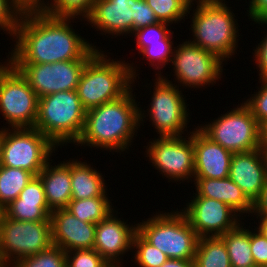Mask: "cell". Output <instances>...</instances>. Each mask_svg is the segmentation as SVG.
<instances>
[{"label":"cell","mask_w":267,"mask_h":267,"mask_svg":"<svg viewBox=\"0 0 267 267\" xmlns=\"http://www.w3.org/2000/svg\"><path fill=\"white\" fill-rule=\"evenodd\" d=\"M14 7L22 14L46 13L51 2L48 0H11ZM48 1V2H47Z\"/></svg>","instance_id":"obj_41"},{"label":"cell","mask_w":267,"mask_h":267,"mask_svg":"<svg viewBox=\"0 0 267 267\" xmlns=\"http://www.w3.org/2000/svg\"><path fill=\"white\" fill-rule=\"evenodd\" d=\"M6 213H5V207L0 203V224L2 220L4 219Z\"/></svg>","instance_id":"obj_49"},{"label":"cell","mask_w":267,"mask_h":267,"mask_svg":"<svg viewBox=\"0 0 267 267\" xmlns=\"http://www.w3.org/2000/svg\"><path fill=\"white\" fill-rule=\"evenodd\" d=\"M170 24L158 22L157 24L139 28L132 32L136 38L138 53L149 45V43L160 42V40H172L174 32L169 28ZM169 28V29H168Z\"/></svg>","instance_id":"obj_34"},{"label":"cell","mask_w":267,"mask_h":267,"mask_svg":"<svg viewBox=\"0 0 267 267\" xmlns=\"http://www.w3.org/2000/svg\"><path fill=\"white\" fill-rule=\"evenodd\" d=\"M46 12L54 17L78 18L84 21L91 13L95 0H50ZM80 15V16H79ZM77 16V17H76ZM82 17V18H81Z\"/></svg>","instance_id":"obj_31"},{"label":"cell","mask_w":267,"mask_h":267,"mask_svg":"<svg viewBox=\"0 0 267 267\" xmlns=\"http://www.w3.org/2000/svg\"><path fill=\"white\" fill-rule=\"evenodd\" d=\"M109 198V196H98L71 200L65 209L83 222L97 224L115 210L112 199Z\"/></svg>","instance_id":"obj_27"},{"label":"cell","mask_w":267,"mask_h":267,"mask_svg":"<svg viewBox=\"0 0 267 267\" xmlns=\"http://www.w3.org/2000/svg\"><path fill=\"white\" fill-rule=\"evenodd\" d=\"M250 247L256 267H267V238L256 228L250 230Z\"/></svg>","instance_id":"obj_38"},{"label":"cell","mask_w":267,"mask_h":267,"mask_svg":"<svg viewBox=\"0 0 267 267\" xmlns=\"http://www.w3.org/2000/svg\"><path fill=\"white\" fill-rule=\"evenodd\" d=\"M146 220L136 224L147 242L169 259L194 260L199 237L181 210L156 212Z\"/></svg>","instance_id":"obj_6"},{"label":"cell","mask_w":267,"mask_h":267,"mask_svg":"<svg viewBox=\"0 0 267 267\" xmlns=\"http://www.w3.org/2000/svg\"><path fill=\"white\" fill-rule=\"evenodd\" d=\"M259 217V218H258ZM257 219H259L258 223L255 228L265 237L267 238V216H257Z\"/></svg>","instance_id":"obj_45"},{"label":"cell","mask_w":267,"mask_h":267,"mask_svg":"<svg viewBox=\"0 0 267 267\" xmlns=\"http://www.w3.org/2000/svg\"><path fill=\"white\" fill-rule=\"evenodd\" d=\"M186 6L188 8H192L194 3L197 5V6H202V5H206V4H210V3H214L216 2L217 0H182ZM194 2V3H193Z\"/></svg>","instance_id":"obj_47"},{"label":"cell","mask_w":267,"mask_h":267,"mask_svg":"<svg viewBox=\"0 0 267 267\" xmlns=\"http://www.w3.org/2000/svg\"><path fill=\"white\" fill-rule=\"evenodd\" d=\"M179 87L164 75L156 76L148 112L140 106V126L141 124L144 126L142 122L145 119L143 118L149 117L156 133L159 134L158 137L186 134L184 132L187 131L191 118L188 116L189 108L187 109L186 97Z\"/></svg>","instance_id":"obj_8"},{"label":"cell","mask_w":267,"mask_h":267,"mask_svg":"<svg viewBox=\"0 0 267 267\" xmlns=\"http://www.w3.org/2000/svg\"><path fill=\"white\" fill-rule=\"evenodd\" d=\"M228 177L254 204L267 180L264 150L258 148L247 152L233 153Z\"/></svg>","instance_id":"obj_18"},{"label":"cell","mask_w":267,"mask_h":267,"mask_svg":"<svg viewBox=\"0 0 267 267\" xmlns=\"http://www.w3.org/2000/svg\"><path fill=\"white\" fill-rule=\"evenodd\" d=\"M53 245L51 221H16L6 215L0 224V261L12 266Z\"/></svg>","instance_id":"obj_10"},{"label":"cell","mask_w":267,"mask_h":267,"mask_svg":"<svg viewBox=\"0 0 267 267\" xmlns=\"http://www.w3.org/2000/svg\"><path fill=\"white\" fill-rule=\"evenodd\" d=\"M223 62L217 54L204 50L188 39L174 48L170 66L177 86L202 88L221 79Z\"/></svg>","instance_id":"obj_12"},{"label":"cell","mask_w":267,"mask_h":267,"mask_svg":"<svg viewBox=\"0 0 267 267\" xmlns=\"http://www.w3.org/2000/svg\"><path fill=\"white\" fill-rule=\"evenodd\" d=\"M123 265L118 264H109L107 267H122Z\"/></svg>","instance_id":"obj_51"},{"label":"cell","mask_w":267,"mask_h":267,"mask_svg":"<svg viewBox=\"0 0 267 267\" xmlns=\"http://www.w3.org/2000/svg\"><path fill=\"white\" fill-rule=\"evenodd\" d=\"M255 216H267V180L261 191L259 198L253 204V212L251 217Z\"/></svg>","instance_id":"obj_43"},{"label":"cell","mask_w":267,"mask_h":267,"mask_svg":"<svg viewBox=\"0 0 267 267\" xmlns=\"http://www.w3.org/2000/svg\"><path fill=\"white\" fill-rule=\"evenodd\" d=\"M86 117L76 90L60 91L38 99V115L34 128L57 147L75 144L80 138ZM67 144V145H66Z\"/></svg>","instance_id":"obj_5"},{"label":"cell","mask_w":267,"mask_h":267,"mask_svg":"<svg viewBox=\"0 0 267 267\" xmlns=\"http://www.w3.org/2000/svg\"><path fill=\"white\" fill-rule=\"evenodd\" d=\"M66 264L70 267H107L109 263L94 249L66 252Z\"/></svg>","instance_id":"obj_35"},{"label":"cell","mask_w":267,"mask_h":267,"mask_svg":"<svg viewBox=\"0 0 267 267\" xmlns=\"http://www.w3.org/2000/svg\"><path fill=\"white\" fill-rule=\"evenodd\" d=\"M48 162L38 174L48 207L51 211L64 209L71 201V160L60 162L57 165Z\"/></svg>","instance_id":"obj_23"},{"label":"cell","mask_w":267,"mask_h":267,"mask_svg":"<svg viewBox=\"0 0 267 267\" xmlns=\"http://www.w3.org/2000/svg\"><path fill=\"white\" fill-rule=\"evenodd\" d=\"M190 201L180 210L199 238L222 236L241 221V216L224 202L194 196Z\"/></svg>","instance_id":"obj_15"},{"label":"cell","mask_w":267,"mask_h":267,"mask_svg":"<svg viewBox=\"0 0 267 267\" xmlns=\"http://www.w3.org/2000/svg\"><path fill=\"white\" fill-rule=\"evenodd\" d=\"M65 265L66 252L52 245L47 250L19 260L11 267H64Z\"/></svg>","instance_id":"obj_32"},{"label":"cell","mask_w":267,"mask_h":267,"mask_svg":"<svg viewBox=\"0 0 267 267\" xmlns=\"http://www.w3.org/2000/svg\"><path fill=\"white\" fill-rule=\"evenodd\" d=\"M195 197H207L226 203L239 216L253 212V203L229 177L222 179L194 178Z\"/></svg>","instance_id":"obj_22"},{"label":"cell","mask_w":267,"mask_h":267,"mask_svg":"<svg viewBox=\"0 0 267 267\" xmlns=\"http://www.w3.org/2000/svg\"><path fill=\"white\" fill-rule=\"evenodd\" d=\"M56 148L35 128H1V166L23 169L38 176L52 161L50 157L57 151Z\"/></svg>","instance_id":"obj_7"},{"label":"cell","mask_w":267,"mask_h":267,"mask_svg":"<svg viewBox=\"0 0 267 267\" xmlns=\"http://www.w3.org/2000/svg\"><path fill=\"white\" fill-rule=\"evenodd\" d=\"M50 219L53 245L65 252L93 249L96 224L79 220L65 208L53 210Z\"/></svg>","instance_id":"obj_19"},{"label":"cell","mask_w":267,"mask_h":267,"mask_svg":"<svg viewBox=\"0 0 267 267\" xmlns=\"http://www.w3.org/2000/svg\"><path fill=\"white\" fill-rule=\"evenodd\" d=\"M259 81L261 86H259L258 91L252 95L250 94L251 97L246 99L244 103L261 125L267 121V78L260 79Z\"/></svg>","instance_id":"obj_36"},{"label":"cell","mask_w":267,"mask_h":267,"mask_svg":"<svg viewBox=\"0 0 267 267\" xmlns=\"http://www.w3.org/2000/svg\"><path fill=\"white\" fill-rule=\"evenodd\" d=\"M102 173L86 162L71 160V200L108 196Z\"/></svg>","instance_id":"obj_24"},{"label":"cell","mask_w":267,"mask_h":267,"mask_svg":"<svg viewBox=\"0 0 267 267\" xmlns=\"http://www.w3.org/2000/svg\"><path fill=\"white\" fill-rule=\"evenodd\" d=\"M51 212L38 176H34L18 198L5 207L6 216L16 221H51Z\"/></svg>","instance_id":"obj_21"},{"label":"cell","mask_w":267,"mask_h":267,"mask_svg":"<svg viewBox=\"0 0 267 267\" xmlns=\"http://www.w3.org/2000/svg\"><path fill=\"white\" fill-rule=\"evenodd\" d=\"M21 15L11 0H0V30L9 34L12 40L16 34Z\"/></svg>","instance_id":"obj_37"},{"label":"cell","mask_w":267,"mask_h":267,"mask_svg":"<svg viewBox=\"0 0 267 267\" xmlns=\"http://www.w3.org/2000/svg\"><path fill=\"white\" fill-rule=\"evenodd\" d=\"M8 59H5L6 61L0 63V75L2 74V72L11 64V58L9 57H6Z\"/></svg>","instance_id":"obj_48"},{"label":"cell","mask_w":267,"mask_h":267,"mask_svg":"<svg viewBox=\"0 0 267 267\" xmlns=\"http://www.w3.org/2000/svg\"><path fill=\"white\" fill-rule=\"evenodd\" d=\"M158 22L154 11L147 2L145 0H138L137 19L133 20V31L142 27L157 24Z\"/></svg>","instance_id":"obj_40"},{"label":"cell","mask_w":267,"mask_h":267,"mask_svg":"<svg viewBox=\"0 0 267 267\" xmlns=\"http://www.w3.org/2000/svg\"><path fill=\"white\" fill-rule=\"evenodd\" d=\"M116 214L118 215V210H113L104 220L96 224L93 249L109 264L122 265V256L129 250L133 251V237L137 232V224L129 225Z\"/></svg>","instance_id":"obj_16"},{"label":"cell","mask_w":267,"mask_h":267,"mask_svg":"<svg viewBox=\"0 0 267 267\" xmlns=\"http://www.w3.org/2000/svg\"><path fill=\"white\" fill-rule=\"evenodd\" d=\"M154 11L159 22L168 24L180 23L190 14L191 8H188L182 0H145Z\"/></svg>","instance_id":"obj_29"},{"label":"cell","mask_w":267,"mask_h":267,"mask_svg":"<svg viewBox=\"0 0 267 267\" xmlns=\"http://www.w3.org/2000/svg\"><path fill=\"white\" fill-rule=\"evenodd\" d=\"M72 19L47 13L21 15L13 38L15 47L9 52L11 64L89 60L99 48L75 33Z\"/></svg>","instance_id":"obj_1"},{"label":"cell","mask_w":267,"mask_h":267,"mask_svg":"<svg viewBox=\"0 0 267 267\" xmlns=\"http://www.w3.org/2000/svg\"><path fill=\"white\" fill-rule=\"evenodd\" d=\"M210 122L197 127L226 150L239 153L261 148V125L244 102Z\"/></svg>","instance_id":"obj_9"},{"label":"cell","mask_w":267,"mask_h":267,"mask_svg":"<svg viewBox=\"0 0 267 267\" xmlns=\"http://www.w3.org/2000/svg\"><path fill=\"white\" fill-rule=\"evenodd\" d=\"M255 24L259 25H266L267 27V18L258 19L254 21ZM265 37H262L263 39L258 43L256 46V49H253V60L255 61V64L257 69L259 68V79H266L267 78V33L265 34Z\"/></svg>","instance_id":"obj_39"},{"label":"cell","mask_w":267,"mask_h":267,"mask_svg":"<svg viewBox=\"0 0 267 267\" xmlns=\"http://www.w3.org/2000/svg\"><path fill=\"white\" fill-rule=\"evenodd\" d=\"M160 267H195L193 260L167 259Z\"/></svg>","instance_id":"obj_44"},{"label":"cell","mask_w":267,"mask_h":267,"mask_svg":"<svg viewBox=\"0 0 267 267\" xmlns=\"http://www.w3.org/2000/svg\"><path fill=\"white\" fill-rule=\"evenodd\" d=\"M134 261L138 267H160L168 257L158 248L147 242L138 232L133 237ZM136 249V250H135Z\"/></svg>","instance_id":"obj_30"},{"label":"cell","mask_w":267,"mask_h":267,"mask_svg":"<svg viewBox=\"0 0 267 267\" xmlns=\"http://www.w3.org/2000/svg\"><path fill=\"white\" fill-rule=\"evenodd\" d=\"M88 60L43 64H12L41 98L60 91L76 90Z\"/></svg>","instance_id":"obj_14"},{"label":"cell","mask_w":267,"mask_h":267,"mask_svg":"<svg viewBox=\"0 0 267 267\" xmlns=\"http://www.w3.org/2000/svg\"><path fill=\"white\" fill-rule=\"evenodd\" d=\"M0 267H9V265L0 264ZM11 267V266H10Z\"/></svg>","instance_id":"obj_53"},{"label":"cell","mask_w":267,"mask_h":267,"mask_svg":"<svg viewBox=\"0 0 267 267\" xmlns=\"http://www.w3.org/2000/svg\"><path fill=\"white\" fill-rule=\"evenodd\" d=\"M138 0H95L85 19L101 35H132L133 20L137 19ZM116 35V36H115Z\"/></svg>","instance_id":"obj_17"},{"label":"cell","mask_w":267,"mask_h":267,"mask_svg":"<svg viewBox=\"0 0 267 267\" xmlns=\"http://www.w3.org/2000/svg\"><path fill=\"white\" fill-rule=\"evenodd\" d=\"M248 15L253 22L267 18V0H249Z\"/></svg>","instance_id":"obj_42"},{"label":"cell","mask_w":267,"mask_h":267,"mask_svg":"<svg viewBox=\"0 0 267 267\" xmlns=\"http://www.w3.org/2000/svg\"><path fill=\"white\" fill-rule=\"evenodd\" d=\"M243 227L241 221L220 237L227 247L231 267H256L250 247V229Z\"/></svg>","instance_id":"obj_25"},{"label":"cell","mask_w":267,"mask_h":267,"mask_svg":"<svg viewBox=\"0 0 267 267\" xmlns=\"http://www.w3.org/2000/svg\"><path fill=\"white\" fill-rule=\"evenodd\" d=\"M194 178L222 179L229 176L233 153L213 142L198 127L193 130Z\"/></svg>","instance_id":"obj_20"},{"label":"cell","mask_w":267,"mask_h":267,"mask_svg":"<svg viewBox=\"0 0 267 267\" xmlns=\"http://www.w3.org/2000/svg\"><path fill=\"white\" fill-rule=\"evenodd\" d=\"M0 166H1V128H0Z\"/></svg>","instance_id":"obj_52"},{"label":"cell","mask_w":267,"mask_h":267,"mask_svg":"<svg viewBox=\"0 0 267 267\" xmlns=\"http://www.w3.org/2000/svg\"><path fill=\"white\" fill-rule=\"evenodd\" d=\"M34 177L31 172L19 168L0 166V203L6 207L16 198Z\"/></svg>","instance_id":"obj_28"},{"label":"cell","mask_w":267,"mask_h":267,"mask_svg":"<svg viewBox=\"0 0 267 267\" xmlns=\"http://www.w3.org/2000/svg\"><path fill=\"white\" fill-rule=\"evenodd\" d=\"M188 133L186 138L184 136H164L151 140L150 144H147L145 157L147 159L149 157L155 170H158L162 177L168 178V182L172 180L176 183L185 180L190 182L191 178H194L193 131Z\"/></svg>","instance_id":"obj_13"},{"label":"cell","mask_w":267,"mask_h":267,"mask_svg":"<svg viewBox=\"0 0 267 267\" xmlns=\"http://www.w3.org/2000/svg\"><path fill=\"white\" fill-rule=\"evenodd\" d=\"M261 148L267 150V121L261 124Z\"/></svg>","instance_id":"obj_46"},{"label":"cell","mask_w":267,"mask_h":267,"mask_svg":"<svg viewBox=\"0 0 267 267\" xmlns=\"http://www.w3.org/2000/svg\"><path fill=\"white\" fill-rule=\"evenodd\" d=\"M38 96L21 73L10 64L0 75V113L8 128H34Z\"/></svg>","instance_id":"obj_11"},{"label":"cell","mask_w":267,"mask_h":267,"mask_svg":"<svg viewBox=\"0 0 267 267\" xmlns=\"http://www.w3.org/2000/svg\"><path fill=\"white\" fill-rule=\"evenodd\" d=\"M133 91L132 87L119 99L86 110L84 128L75 145L120 154L129 151L140 128V107Z\"/></svg>","instance_id":"obj_2"},{"label":"cell","mask_w":267,"mask_h":267,"mask_svg":"<svg viewBox=\"0 0 267 267\" xmlns=\"http://www.w3.org/2000/svg\"><path fill=\"white\" fill-rule=\"evenodd\" d=\"M171 40H160V42L149 43L140 53L144 59H147L151 67L159 71L156 72V76H161V71L163 67H166L173 57L174 49L173 43ZM171 57V58H170Z\"/></svg>","instance_id":"obj_33"},{"label":"cell","mask_w":267,"mask_h":267,"mask_svg":"<svg viewBox=\"0 0 267 267\" xmlns=\"http://www.w3.org/2000/svg\"><path fill=\"white\" fill-rule=\"evenodd\" d=\"M265 162H266V172H267V150H264Z\"/></svg>","instance_id":"obj_50"},{"label":"cell","mask_w":267,"mask_h":267,"mask_svg":"<svg viewBox=\"0 0 267 267\" xmlns=\"http://www.w3.org/2000/svg\"><path fill=\"white\" fill-rule=\"evenodd\" d=\"M193 261L195 267H231L227 247L220 236L200 237Z\"/></svg>","instance_id":"obj_26"},{"label":"cell","mask_w":267,"mask_h":267,"mask_svg":"<svg viewBox=\"0 0 267 267\" xmlns=\"http://www.w3.org/2000/svg\"><path fill=\"white\" fill-rule=\"evenodd\" d=\"M226 0L196 6L192 11L191 32L194 38L189 40L204 50L217 54L225 62L238 47L240 27L231 7ZM238 25V26H237Z\"/></svg>","instance_id":"obj_4"},{"label":"cell","mask_w":267,"mask_h":267,"mask_svg":"<svg viewBox=\"0 0 267 267\" xmlns=\"http://www.w3.org/2000/svg\"><path fill=\"white\" fill-rule=\"evenodd\" d=\"M123 61L111 60L101 49L87 61L76 88L86 110L117 100L135 86L136 66Z\"/></svg>","instance_id":"obj_3"}]
</instances>
